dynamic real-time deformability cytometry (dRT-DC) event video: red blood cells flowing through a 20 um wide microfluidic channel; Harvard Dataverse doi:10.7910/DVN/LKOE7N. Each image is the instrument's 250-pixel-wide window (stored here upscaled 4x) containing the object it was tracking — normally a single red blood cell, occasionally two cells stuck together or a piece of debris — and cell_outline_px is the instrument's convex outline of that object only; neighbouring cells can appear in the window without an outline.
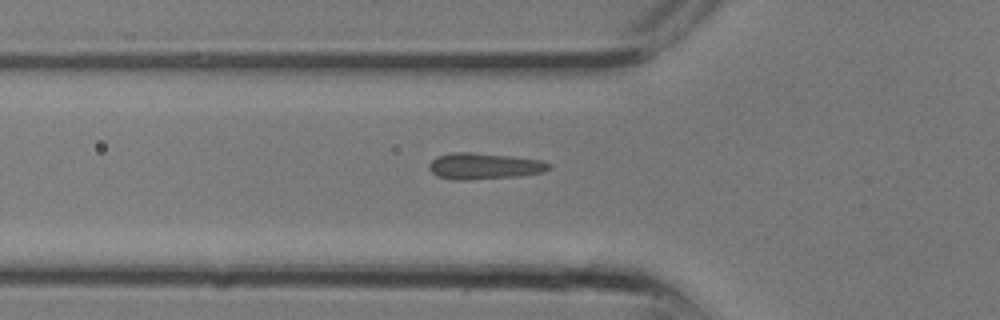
{"species": "common noctule bat (a hibernating species)", "species_latin": "Nyctalus noctula", "temperature_condition": "room temperature", "stored_images_in_passage": 7, "camera_frame_rate_fps": 3000, "um_per_image_px": 0.085, "animal": {"sex": "male", "body_mass_g": 13.3}, "frame": {"image": 1, "passage_image": 5, "time_ms": 1.333, "image_size_px": [1000, 320], "cell_outline_px": [[552, 168], [544, 172], [520, 176], [468, 180], [456, 180], [436, 176], [428, 168], [428, 164], [436, 156], [452, 152], [472, 152], [544, 160], [552, 164]], "centroid_in_image_um": [41.17, 14.12], "position_along_channel_um": 84.6, "area_um2": 18.61}}
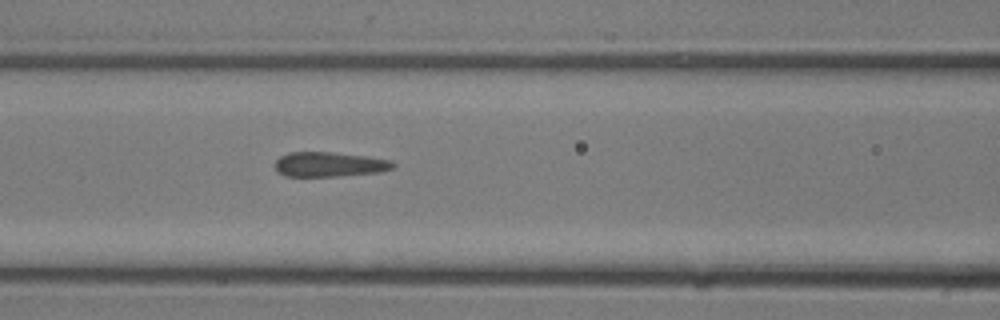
{"frame": {"image": 2, "passage_image": 7, "time_ms": 2.0, "image_size_px": [1000, 320], "cell_outline_px": [[396, 164], [392, 168], [380, 172], [340, 176], [284, 176], [276, 172], [276, 160], [280, 156], [288, 152], [332, 152], [364, 156], [392, 160]], "centroid_in_image_um": [27.98, 13.97], "position_along_channel_um": 138.6, "area_um2": 17.05}}